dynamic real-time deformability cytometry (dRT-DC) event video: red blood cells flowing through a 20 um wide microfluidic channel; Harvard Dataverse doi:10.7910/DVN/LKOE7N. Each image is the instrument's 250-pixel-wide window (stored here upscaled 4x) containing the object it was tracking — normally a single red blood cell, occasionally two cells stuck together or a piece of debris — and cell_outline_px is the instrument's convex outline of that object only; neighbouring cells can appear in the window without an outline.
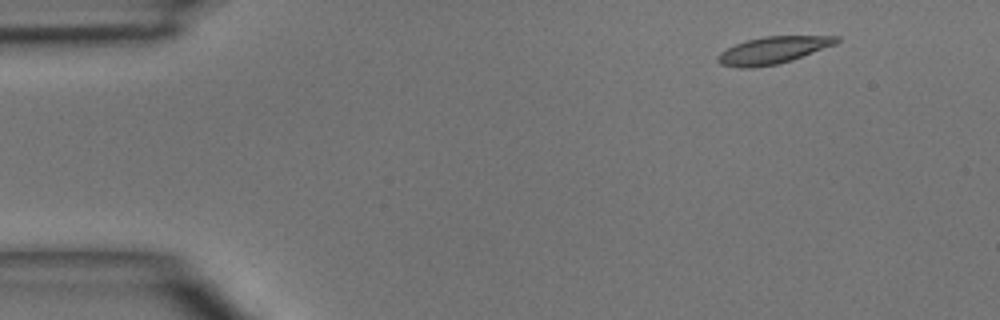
{"species": "common noctule bat (a hibernating species)", "species_latin": "Nyctalus noctula", "temperature_condition": "room temperature", "stored_images_in_passage": 3, "camera_frame_rate_fps": 3000, "um_per_image_px": 0.085, "animal": {"sex": "male", "body_mass_g": 15.6}, "frame": {"image": 1, "passage_image": 1, "time_ms": 0.0, "image_size_px": [1000, 320], "cell_outline_px": [[840, 40], [836, 44], [792, 60], [776, 64], [752, 68], [740, 68], [720, 64], [716, 60], [716, 56], [720, 52], [736, 44], [748, 40], [764, 36], [840, 36]], "centroid_in_image_um": [65.69, 4.27], "position_along_channel_um": 19.3, "area_um2": 18.67}}